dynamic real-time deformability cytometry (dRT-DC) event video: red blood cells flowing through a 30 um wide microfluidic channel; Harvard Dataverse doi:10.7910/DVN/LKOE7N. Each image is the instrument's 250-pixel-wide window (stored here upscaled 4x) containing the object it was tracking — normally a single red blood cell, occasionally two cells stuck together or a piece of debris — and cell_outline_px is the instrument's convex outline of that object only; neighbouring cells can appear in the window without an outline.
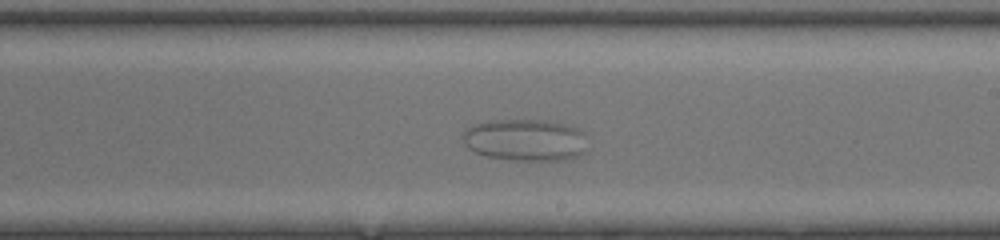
{"species": "common noctule bat (a hibernating species)", "species_latin": "Nyctalus noctula", "temperature_condition": "room temperature", "stored_images_in_passage": 42, "camera_frame_rate_fps": 3000, "um_per_image_px": 0.085, "animal": {"sex": "female", "body_mass_g": 20.0, "forearm_length_mm": 54.0}, "frame": {"image": 1, "passage_image": 21, "time_ms": 6.667, "image_size_px": [1000, 240], "cell_outline_px": [[580, 152], [576, 156], [564, 160], [508, 160], [488, 156], [476, 152], [468, 148], [464, 144], [464, 132], [468, 128], [476, 124], [492, 120], [540, 120], [564, 124], [576, 128], [580, 132]], "centroid_in_image_um": [44.52, 11.9], "position_along_channel_um": 244.5, "area_um2": 29.36}}
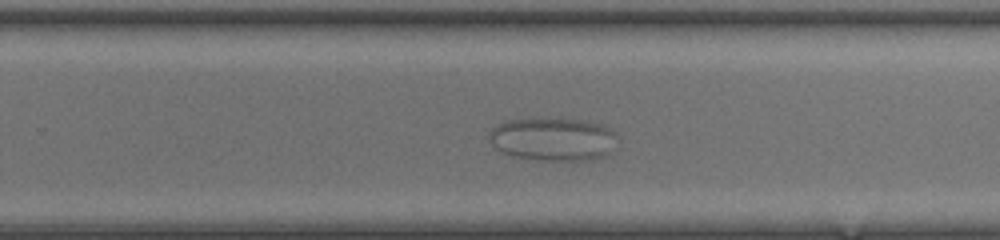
{"frame": {"image": 2, "passage_image": 24, "time_ms": 7.667, "image_size_px": [1000, 240], "cell_outline_px": [[616, 148], [608, 156], [592, 160], [540, 160], [516, 156], [504, 152], [496, 148], [492, 144], [488, 136], [488, 132], [492, 128], [508, 120], [560, 116], [600, 124], [616, 132]], "centroid_in_image_um": [47.07, 11.81], "position_along_channel_um": 282.7, "area_um2": 32.95}}